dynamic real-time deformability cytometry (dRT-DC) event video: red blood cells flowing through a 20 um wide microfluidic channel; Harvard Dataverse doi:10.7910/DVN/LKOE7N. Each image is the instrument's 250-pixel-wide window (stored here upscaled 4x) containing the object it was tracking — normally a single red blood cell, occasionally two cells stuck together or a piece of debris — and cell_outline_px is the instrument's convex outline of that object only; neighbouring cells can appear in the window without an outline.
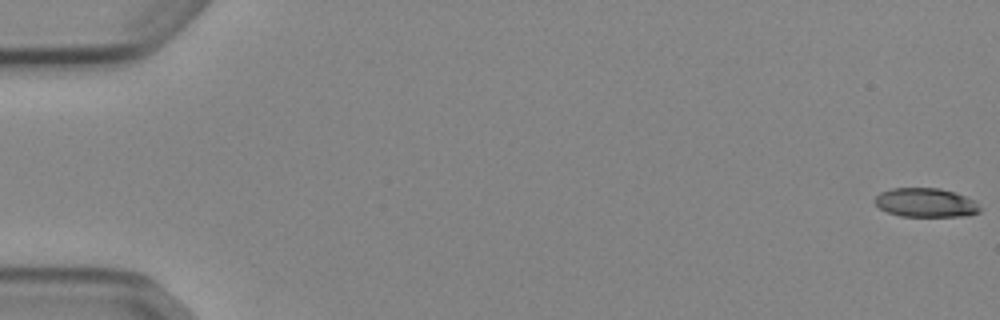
{"species": "Egyptian fruit bat (a non-hibernating species)", "species_latin": "Rousettus aegyptiacus", "temperature_condition": "cold", "stored_images_in_passage": 53, "camera_frame_rate_fps": 3000, "um_per_image_px": 0.085, "animal": {"sex": "female"}, "frame": {"image": 1, "passage_image": 1, "time_ms": 0.0, "image_size_px": [1000, 320], "cell_outline_px": [[984, 208], [980, 212], [968, 216], [900, 216], [888, 212], [880, 208], [872, 200], [880, 192], [892, 188], [940, 188], [976, 200]], "centroid_in_image_um": [78.73, 17.23], "position_along_channel_um": 6.3, "area_um2": 17.98}}
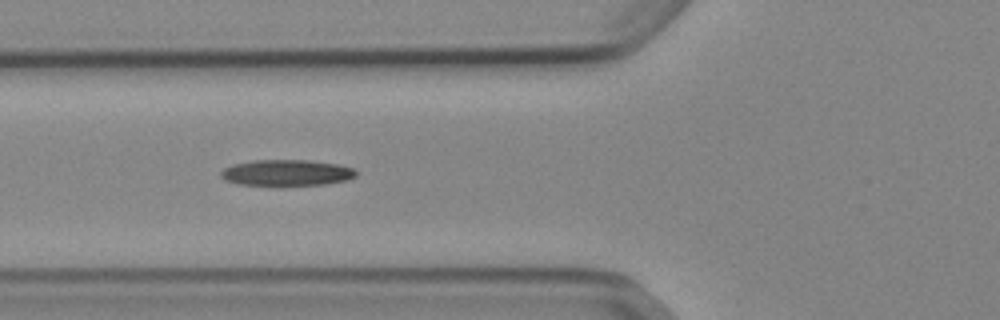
{"frame": {"image": 2, "passage_image": 21, "time_ms": 6.667, "image_size_px": [1000, 320], "cell_outline_px": [[356, 176], [348, 180], [324, 184], [280, 188], [276, 188], [236, 184], [224, 180], [220, 176], [220, 172], [224, 168], [232, 164], [252, 160], [308, 160], [340, 164], [352, 168], [356, 172]], "centroid_in_image_um": [24.31, 14.73], "position_along_channel_um": 101.5, "area_um2": 21.68}}
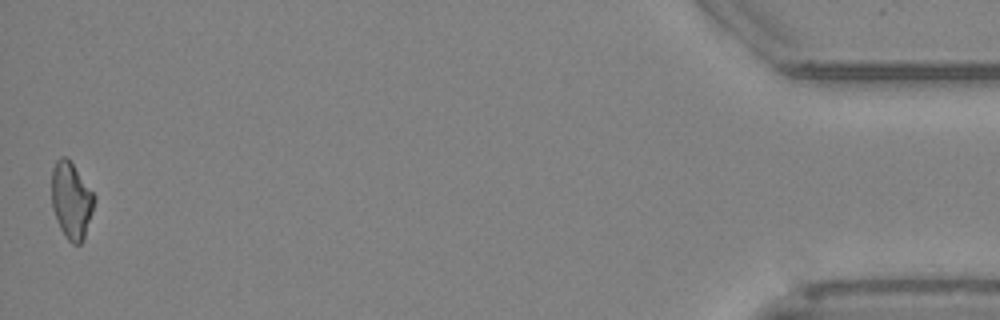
{"frame": {"image": 3, "passage_image": 53, "time_ms": 17.333, "image_size_px": [1000, 320], "cell_outline_px": [[96, 200], [84, 240], [80, 244], [72, 244], [68, 240], [60, 228], [56, 220], [52, 208], [52, 168], [56, 160], [60, 156], [68, 156], [96, 196]], "centroid_in_image_um": [6.07, 17.01], "position_along_channel_um": 429.1, "area_um2": 19.42}, "authors_computed_cell_mechanics": {"area_um2": 19.3052, "velocity_mm_per_s": 3.893, "shape_relaxation_time_tau1_ms": null, "shape_relaxation_time_tau2_ms": 9.443, "deformation_change_tau1": null, "deformation_change_tau2": 0.2227}}